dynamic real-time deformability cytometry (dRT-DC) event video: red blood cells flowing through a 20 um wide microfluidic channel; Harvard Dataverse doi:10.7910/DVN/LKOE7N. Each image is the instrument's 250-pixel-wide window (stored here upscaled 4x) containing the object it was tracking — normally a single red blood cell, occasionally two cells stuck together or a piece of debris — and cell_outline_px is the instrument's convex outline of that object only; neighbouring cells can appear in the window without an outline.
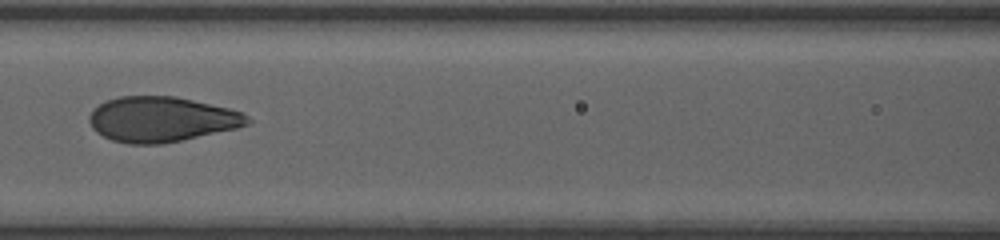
{"species": "human", "species_latin": "Homo sapiens", "temperature_condition": "room temperature", "stored_images_in_passage": 10, "camera_frame_rate_fps": 3000, "um_per_image_px": 0.085, "donor": {"sex": "female"}, "frame": {"image": 1, "passage_image": 9, "time_ms": 7.333, "image_size_px": [1000, 240], "cell_outline_px": [[252, 120], [248, 124], [236, 128], [180, 140], [160, 144], [128, 144], [112, 140], [96, 132], [92, 128], [88, 120], [88, 116], [104, 100], [120, 96], [176, 96], [228, 108], [244, 112]], "centroid_in_image_um": [13.71, 10.13], "position_along_channel_um": 152.9, "area_um2": 41.56}}